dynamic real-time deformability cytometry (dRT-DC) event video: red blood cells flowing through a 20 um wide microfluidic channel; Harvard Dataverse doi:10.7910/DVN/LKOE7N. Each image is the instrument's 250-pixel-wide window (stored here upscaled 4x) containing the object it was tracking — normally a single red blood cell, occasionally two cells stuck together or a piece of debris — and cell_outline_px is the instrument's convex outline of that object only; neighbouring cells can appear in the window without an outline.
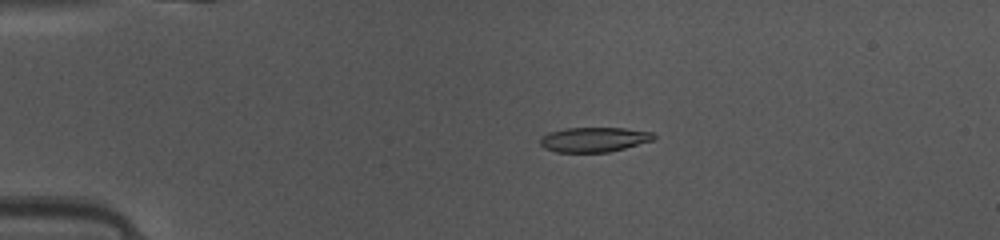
{"species": "common noctule bat (a hibernating species)", "species_latin": "Nyctalus noctula", "temperature_condition": "warm", "stored_images_in_passage": 49, "camera_frame_rate_fps": 3000, "um_per_image_px": 0.085, "animal": {"sex": "female", "body_mass_g": 10.0, "forearm_length_mm": 53.1}, "frame": {"image": 1, "passage_image": 11, "time_ms": 3.333, "image_size_px": [1000, 240], "cell_outline_px": [[656, 136], [652, 140], [624, 148], [608, 152], [556, 152], [544, 148], [540, 144], [540, 136], [548, 132], [564, 128], [624, 128], [652, 132]], "centroid_in_image_um": [50.43, 11.85], "position_along_channel_um": 34.6, "area_um2": 16.36}}
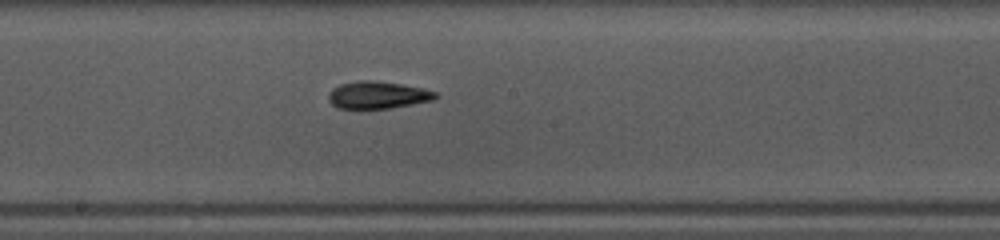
{"frame": {"image": 2, "passage_image": 27, "time_ms": 8.667, "image_size_px": [1000, 240], "cell_outline_px": [[440, 96], [432, 100], [392, 108], [340, 108], [332, 104], [328, 100], [328, 96], [332, 88], [340, 84], [360, 80], [372, 80], [400, 84], [420, 88], [436, 92]], "centroid_in_image_um": [32.09, 8.07], "position_along_channel_um": 216.1, "area_um2": 16.82}}
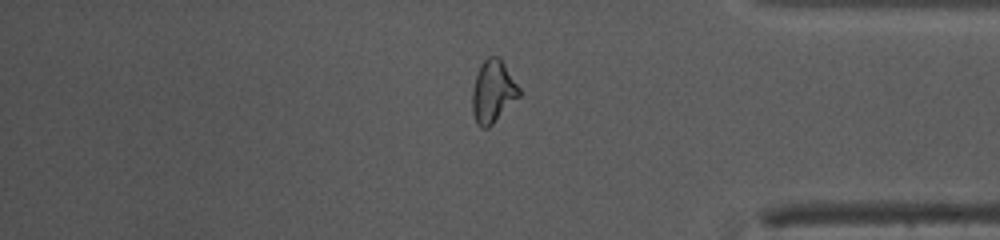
{"frame": {"image": 3, "passage_image": 41, "time_ms": 13.333, "image_size_px": [1000, 240], "cell_outline_px": [[520, 96], [488, 128], [480, 128], [476, 124], [472, 112], [472, 92], [476, 76], [480, 64], [488, 56], [496, 56], [504, 64], [520, 88]], "centroid_in_image_um": [41.88, 7.81], "position_along_channel_um": 393.3, "area_um2": 16.94}, "authors_computed_cell_mechanics": {"area_um2": 16.5308, "velocity_mm_per_s": 4.1539, "shape_relaxation_time_tau1_ms": 3.4636, "shape_relaxation_time_tau2_ms": 3.3605, "deformation_change_tau1": 0.1666, "deformation_change_tau2": 0.1331}}